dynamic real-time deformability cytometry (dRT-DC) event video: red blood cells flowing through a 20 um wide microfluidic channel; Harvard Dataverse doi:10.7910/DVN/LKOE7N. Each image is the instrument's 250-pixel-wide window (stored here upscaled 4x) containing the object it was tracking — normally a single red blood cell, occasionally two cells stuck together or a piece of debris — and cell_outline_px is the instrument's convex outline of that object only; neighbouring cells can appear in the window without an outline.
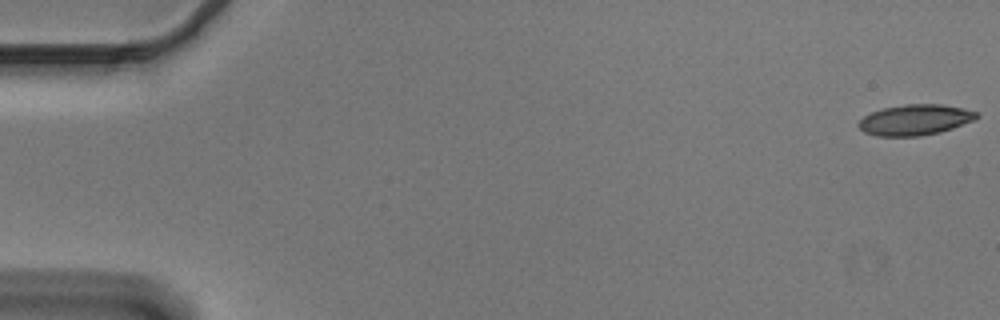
{"species": "Egyptian fruit bat (a non-hibernating species)", "species_latin": "Rousettus aegyptiacus", "temperature_condition": "cold", "stored_images_in_passage": 56, "camera_frame_rate_fps": 3000, "um_per_image_px": 0.085, "animal": {"sex": "male"}, "frame": {"image": 1, "passage_image": 1, "time_ms": 0.0, "image_size_px": [1000, 320], "cell_outline_px": [[980, 116], [976, 120], [940, 132], [920, 136], [876, 136], [864, 132], [856, 124], [864, 116], [872, 112], [884, 108], [904, 104], [944, 104], [964, 108], [980, 112]], "centroid_in_image_um": [77.83, 10.18], "position_along_channel_um": 7.2, "area_um2": 21.33}}
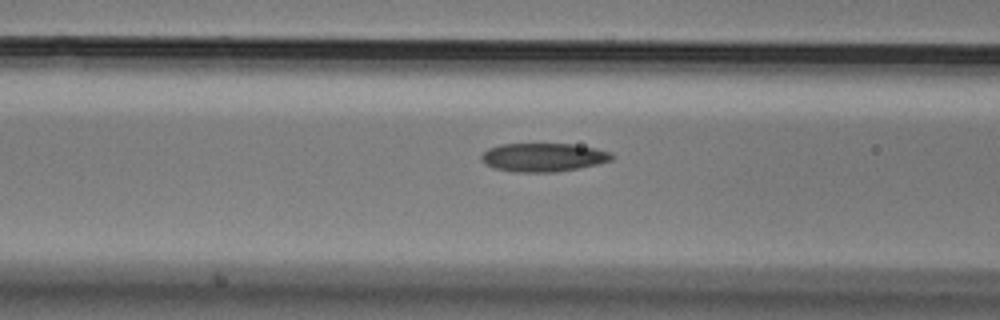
{"frame": {"image": 2, "passage_image": 22, "time_ms": 7.0, "image_size_px": [1000, 320], "cell_outline_px": [[612, 160], [580, 168], [556, 172], [516, 172], [496, 168], [484, 164], [480, 160], [480, 156], [488, 148], [500, 144], [572, 144], [596, 148], [612, 152]], "centroid_in_image_um": [46.16, 13.37], "position_along_channel_um": 120.4, "area_um2": 21.73}}
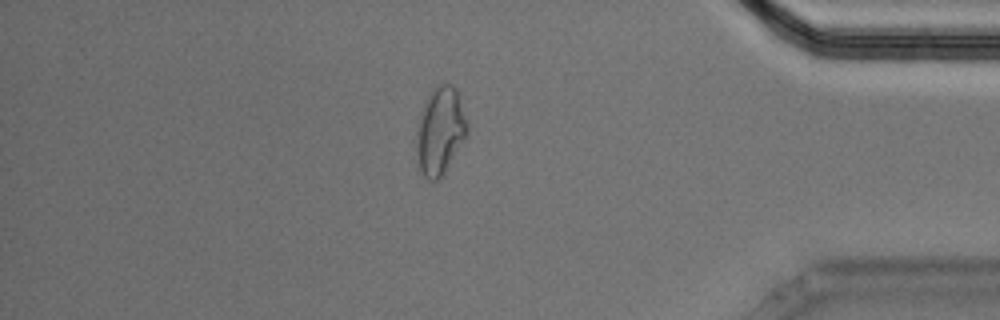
{"frame": {"image": 3, "passage_image": 47, "time_ms": 15.333, "image_size_px": [1000, 320], "cell_outline_px": [[468, 132], [464, 140], [440, 180], [428, 180], [424, 176], [420, 168], [416, 152], [416, 140], [420, 116], [428, 96], [432, 88], [436, 84], [448, 80], [456, 88], [468, 124]], "centroid_in_image_um": [37.43, 11.09], "position_along_channel_um": 397.8, "area_um2": 25.89}}